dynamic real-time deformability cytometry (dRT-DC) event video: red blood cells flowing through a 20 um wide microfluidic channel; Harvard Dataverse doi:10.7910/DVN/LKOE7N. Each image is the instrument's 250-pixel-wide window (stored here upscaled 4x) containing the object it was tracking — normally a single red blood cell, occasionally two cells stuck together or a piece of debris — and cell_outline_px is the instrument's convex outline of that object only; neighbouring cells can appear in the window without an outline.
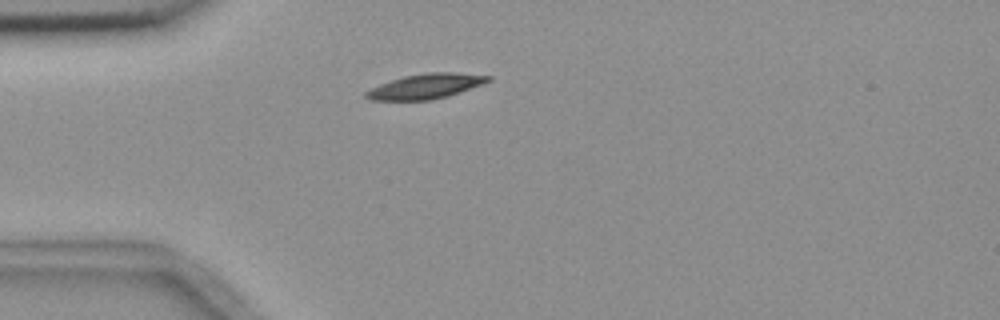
{"species": "common noctule bat (a hibernating species)", "species_latin": "Nyctalus noctula", "temperature_condition": "room temperature", "stored_images_in_passage": 2, "camera_frame_rate_fps": 3000, "um_per_image_px": 0.085, "animal": {"sex": "female", "body_mass_g": 18.4}, "frame": {"image": 1, "passage_image": 2, "time_ms": 1.0, "image_size_px": [1000, 320], "cell_outline_px": [[492, 80], [484, 84], [448, 96], [432, 100], [372, 100], [364, 96], [364, 92], [380, 84], [404, 76], [424, 72], [456, 72], [492, 76]], "centroid_in_image_um": [36.23, 7.32], "position_along_channel_um": 48.8, "area_um2": 17.86}}